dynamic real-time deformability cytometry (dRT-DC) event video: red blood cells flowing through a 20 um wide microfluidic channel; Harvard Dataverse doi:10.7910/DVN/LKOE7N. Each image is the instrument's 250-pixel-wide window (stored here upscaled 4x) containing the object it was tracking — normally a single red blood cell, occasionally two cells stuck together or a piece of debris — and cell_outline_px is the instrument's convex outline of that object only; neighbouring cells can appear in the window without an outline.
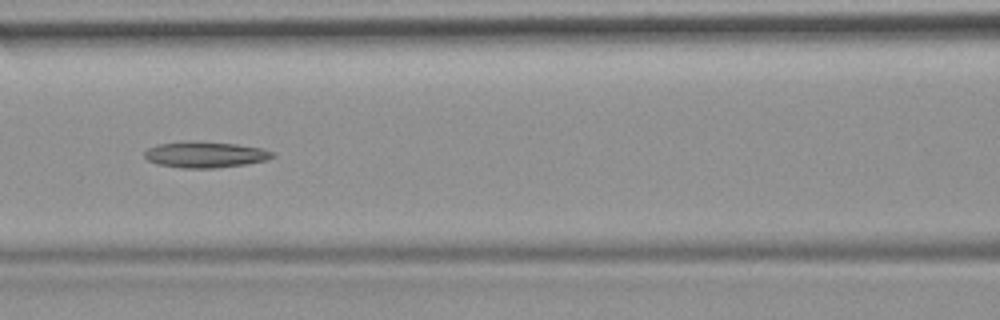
{"species": "common noctule bat (a hibernating species)", "species_latin": "Nyctalus noctula", "temperature_condition": "room temperature", "stored_images_in_passage": 9, "camera_frame_rate_fps": 3000, "um_per_image_px": 0.085, "animal": {"sex": "female", "body_mass_g": 19.9}, "frame": {"image": 1, "passage_image": 6, "time_ms": 1.667, "image_size_px": [1000, 320], "cell_outline_px": [[276, 156], [268, 160], [244, 164], [216, 168], [180, 168], [156, 164], [148, 160], [144, 156], [144, 152], [148, 148], [160, 144], [192, 140], [236, 144], [260, 148], [272, 152]], "centroid_in_image_um": [17.43, 13.14], "position_along_channel_um": 149.2, "area_um2": 19.48}}